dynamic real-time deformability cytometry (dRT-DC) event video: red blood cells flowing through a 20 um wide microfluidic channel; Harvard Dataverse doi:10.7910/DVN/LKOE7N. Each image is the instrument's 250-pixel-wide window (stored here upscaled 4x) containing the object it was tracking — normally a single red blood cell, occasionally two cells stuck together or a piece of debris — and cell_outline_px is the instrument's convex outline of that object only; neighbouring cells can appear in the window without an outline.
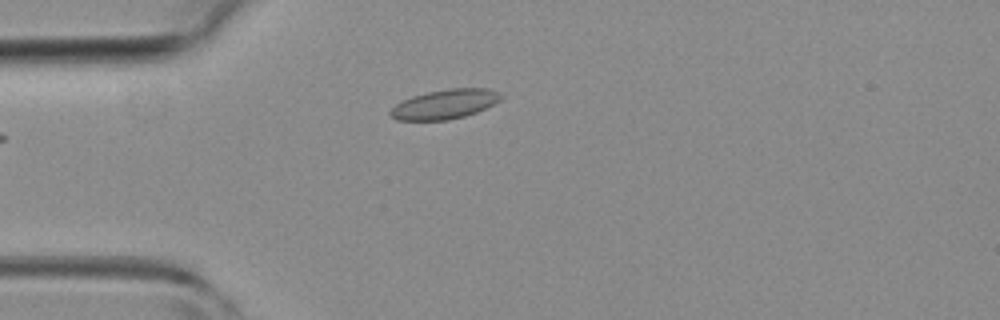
{"species": "common noctule bat (a hibernating species)", "species_latin": "Nyctalus noctula", "temperature_condition": "room temperature", "stored_images_in_passage": 3, "camera_frame_rate_fps": 3000, "um_per_image_px": 0.085, "animal": {"sex": "female", "body_mass_g": 19.3, "forearm_length_mm": 54.1}, "frame": {"image": 1, "passage_image": 2, "time_ms": 1.333, "image_size_px": [1000, 320], "cell_outline_px": [[504, 96], [500, 100], [476, 112], [464, 116], [448, 120], [396, 120], [388, 112], [396, 104], [412, 96], [428, 92], [452, 88], [488, 88]], "centroid_in_image_um": [37.8, 8.86], "position_along_channel_um": 47.2, "area_um2": 18.73}}
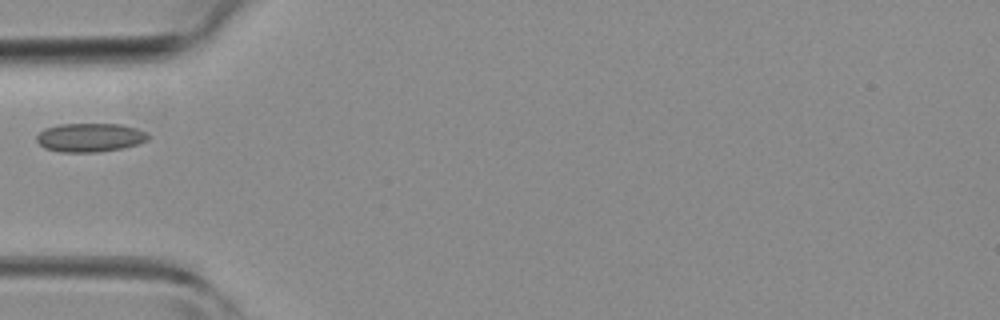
{"frame": {"image": 2, "passage_image": 3, "time_ms": 2.333, "image_size_px": [1000, 320], "cell_outline_px": [[152, 136], [148, 140], [124, 148], [96, 152], [60, 152], [44, 148], [36, 140], [36, 136], [44, 128], [60, 124], [120, 124], [136, 128], [148, 132]], "centroid_in_image_um": [7.67, 11.68], "position_along_channel_um": 77.3, "area_um2": 18.84}}